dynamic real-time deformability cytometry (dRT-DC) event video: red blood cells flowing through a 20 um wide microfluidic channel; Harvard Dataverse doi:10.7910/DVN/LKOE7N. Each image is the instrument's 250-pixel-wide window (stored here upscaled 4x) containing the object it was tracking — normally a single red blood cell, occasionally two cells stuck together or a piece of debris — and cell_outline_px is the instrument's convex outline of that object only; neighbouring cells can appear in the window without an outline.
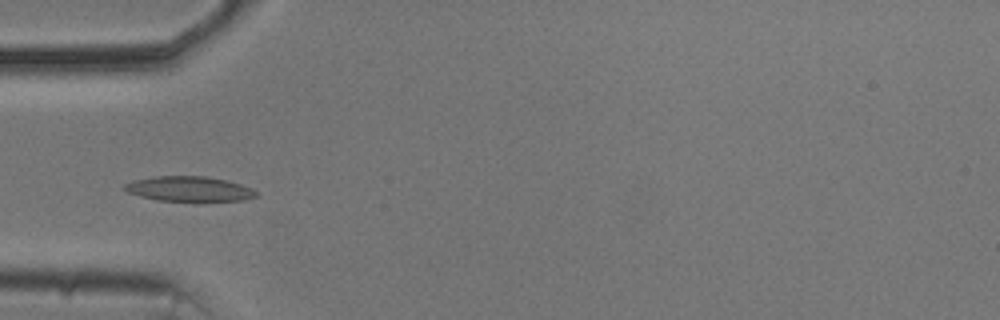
{"species": "common noctule bat (a hibernating species)", "species_latin": "Nyctalus noctula", "temperature_condition": "cold", "stored_images_in_passage": 10, "camera_frame_rate_fps": 3000, "um_per_image_px": 0.085, "animal": {"sex": "male", "body_mass_g": 20.5, "forearm_length_mm": 52.5}, "frame": {"image": 1, "passage_image": 1, "time_ms": 0.0, "image_size_px": [1000, 320], "cell_outline_px": [[256, 196], [244, 200], [160, 200], [140, 196], [128, 192], [124, 188], [124, 184], [136, 180], [152, 176], [204, 176], [224, 180], [240, 184], [252, 188], [256, 192]], "centroid_in_image_um": [16.06, 16.04], "position_along_channel_um": 68.9, "area_um2": 18.61}}
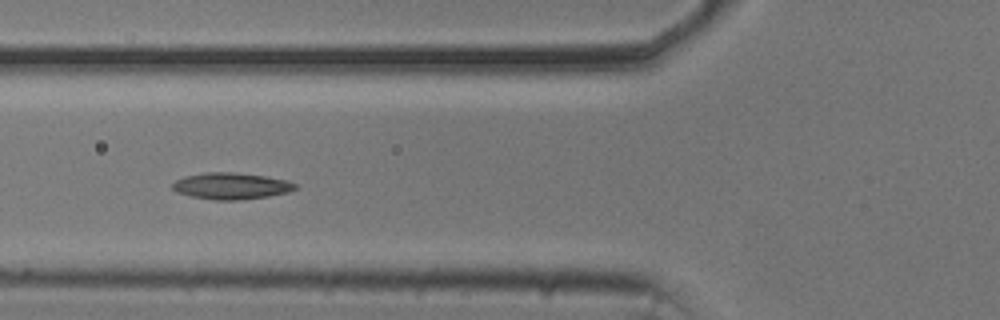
{"frame": {"image": 2, "passage_image": 4, "time_ms": 1.0, "image_size_px": [1000, 320], "cell_outline_px": [[296, 188], [288, 192], [268, 196], [240, 200], [216, 200], [192, 196], [176, 192], [172, 188], [172, 184], [176, 180], [184, 176], [204, 172], [232, 172], [264, 176], [288, 180], [296, 184]], "centroid_in_image_um": [19.63, 15.8], "position_along_channel_um": 106.2, "area_um2": 18.9}}
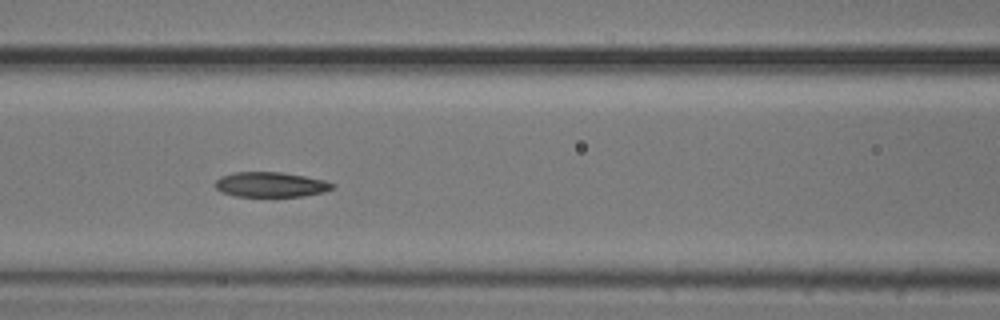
{"frame": {"image": 3, "passage_image": 7, "time_ms": 2.0, "image_size_px": [1000, 320], "cell_outline_px": [[336, 184], [332, 188], [324, 192], [304, 196], [236, 196], [220, 192], [216, 188], [216, 180], [220, 176], [236, 172], [280, 172], [304, 176], [324, 180]], "centroid_in_image_um": [23.0, 15.69], "position_along_channel_um": 143.6, "area_um2": 16.99}}